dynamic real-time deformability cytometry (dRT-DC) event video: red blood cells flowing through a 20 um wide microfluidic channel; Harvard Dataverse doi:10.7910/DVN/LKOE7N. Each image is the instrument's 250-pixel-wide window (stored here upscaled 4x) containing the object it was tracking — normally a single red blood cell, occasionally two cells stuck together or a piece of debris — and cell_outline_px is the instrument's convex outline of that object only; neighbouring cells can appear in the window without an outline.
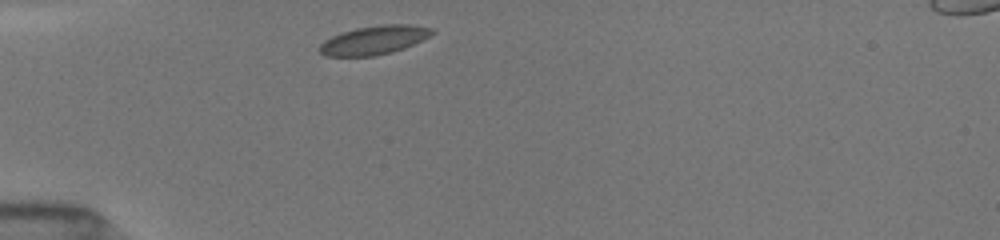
{"species": "common noctule bat (a hibernating species)", "species_latin": "Nyctalus noctula", "temperature_condition": "room temperature", "stored_images_in_passage": 37, "camera_frame_rate_fps": 3000, "um_per_image_px": 0.085, "animal": {"sex": "female", "body_mass_g": 19.5, "forearm_length_mm": 54.1}, "frame": {"image": 1, "passage_image": 1, "time_ms": 0.0, "image_size_px": [1000, 240], "cell_outline_px": [[432, 32], [428, 36], [404, 48], [392, 52], [372, 56], [328, 56], [320, 52], [320, 44], [324, 40], [332, 36], [356, 28], [384, 24], [408, 24], [432, 28]], "centroid_in_image_um": [31.77, 3.41], "position_along_channel_um": 53.2, "area_um2": 18.44}}
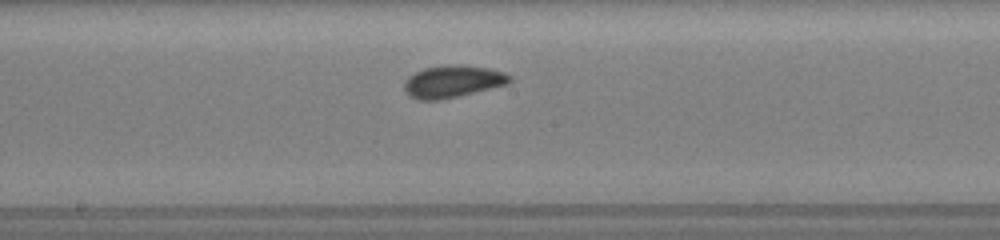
{"frame": {"image": 2, "passage_image": 14, "time_ms": 4.333, "image_size_px": [1000, 240], "cell_outline_px": [[512, 80], [508, 84], [440, 100], [416, 100], [408, 96], [404, 88], [404, 84], [416, 72], [424, 68], [448, 64], [464, 64], [488, 68], [504, 72], [512, 76]], "centroid_in_image_um": [38.5, 6.92], "position_along_channel_um": 209.7, "area_um2": 19.77}}
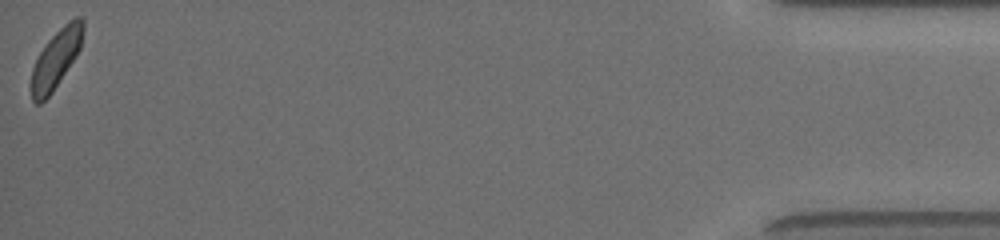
{"frame": {"image": 3, "passage_image": 37, "time_ms": 12.0, "image_size_px": [1000, 240], "cell_outline_px": [[84, 28], [80, 48], [76, 56], [52, 92], [40, 104], [36, 104], [32, 100], [32, 68], [40, 52], [48, 40], [68, 20], [76, 16], [80, 16], [84, 20]], "centroid_in_image_um": [4.78, 4.97], "position_along_channel_um": 430.4, "area_um2": 17.4}, "authors_computed_cell_mechanics": {"area_um2": 18.496, "velocity_mm_per_s": 3.9879, "shape_relaxation_time_tau1_ms": 1.2849, "shape_relaxation_time_tau2_ms": 2.5748, "deformation_change_tau1": 0.0647, "deformation_change_tau2": 0.039}}